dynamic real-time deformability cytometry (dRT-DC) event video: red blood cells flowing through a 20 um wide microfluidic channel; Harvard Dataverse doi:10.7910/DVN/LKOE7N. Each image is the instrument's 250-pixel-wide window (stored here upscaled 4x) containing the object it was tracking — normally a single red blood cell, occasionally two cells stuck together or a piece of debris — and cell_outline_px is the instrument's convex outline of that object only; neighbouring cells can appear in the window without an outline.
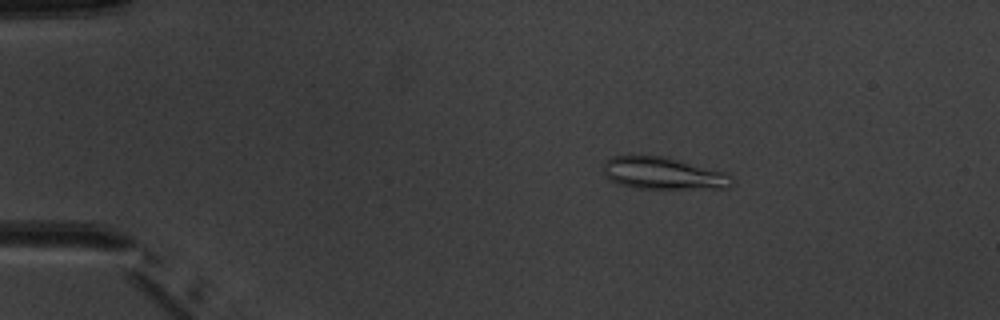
{"species": "common noctule bat (a hibernating species)", "species_latin": "Nyctalus noctula", "temperature_condition": "warm", "stored_images_in_passage": 4, "camera_frame_rate_fps": 3000, "um_per_image_px": 0.085, "animal": {"sex": "male", "body_mass_g": 20.1, "forearm_length_mm": 53.5}, "frame": {"image": 1, "passage_image": 2, "time_ms": 1.333, "image_size_px": [1000, 320], "cell_outline_px": [[736, 180], [728, 188], [636, 188], [616, 184], [608, 180], [604, 176], [604, 160], [612, 156], [668, 156], [728, 172]], "centroid_in_image_um": [56.4, 14.73], "position_along_channel_um": 28.6, "area_um2": 24.62}}